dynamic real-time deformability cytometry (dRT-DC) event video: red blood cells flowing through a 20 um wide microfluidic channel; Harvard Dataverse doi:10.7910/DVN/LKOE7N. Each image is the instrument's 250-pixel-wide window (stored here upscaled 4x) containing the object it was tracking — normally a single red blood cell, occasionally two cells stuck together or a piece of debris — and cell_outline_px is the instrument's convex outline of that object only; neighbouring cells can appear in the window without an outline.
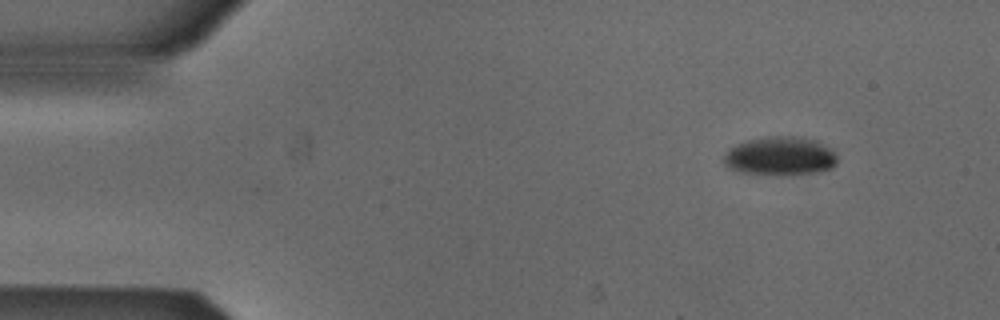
{"species": "Egyptian fruit bat (a non-hibernating species)", "species_latin": "Rousettus aegyptiacus", "temperature_condition": "cold", "stored_images_in_passage": 7, "camera_frame_rate_fps": 3000, "um_per_image_px": 0.085, "animal": {"sex": "male"}, "frame": {"image": 1, "passage_image": 1, "time_ms": 0.0, "image_size_px": [1000, 320], "cell_outline_px": [[836, 164], [832, 168], [820, 172], [780, 176], [776, 176], [740, 172], [728, 168], [724, 164], [724, 152], [728, 148], [744, 140], [768, 136], [796, 136], [816, 140], [832, 148], [836, 156]], "centroid_in_image_um": [66.29, 13.28], "position_along_channel_um": 18.7, "area_um2": 26.3}}
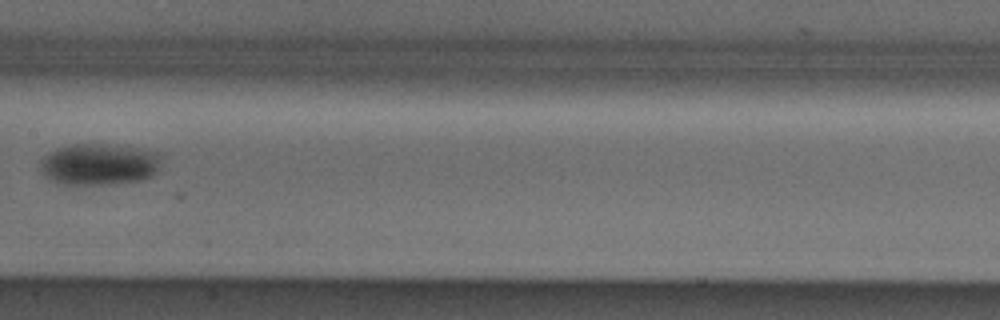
{"frame": {"image": 2, "passage_image": 6, "time_ms": 1.667, "image_size_px": [1000, 320], "cell_outline_px": [[156, 172], [152, 176], [140, 180], [104, 184], [60, 184], [52, 180], [40, 168], [40, 160], [44, 156], [56, 148], [72, 144], [100, 144], [132, 148], [156, 152]], "centroid_in_image_um": [8.33, 13.97], "position_along_channel_um": 199.1, "area_um2": 28.38}}
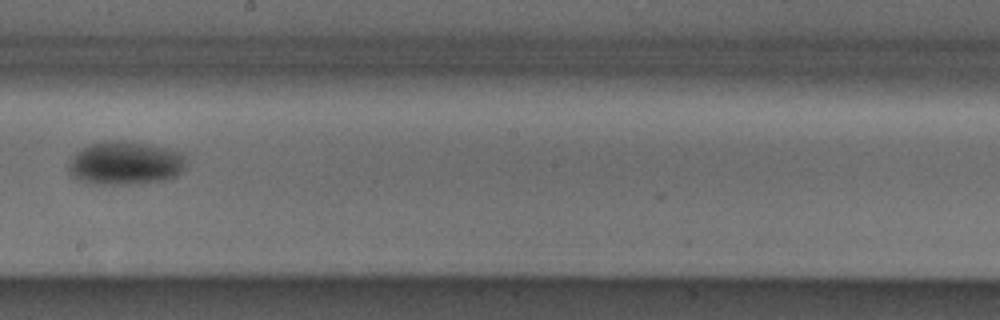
{"frame": {"image": 3, "passage_image": 7, "time_ms": 2.0, "image_size_px": [1000, 320], "cell_outline_px": [[184, 168], [176, 176], [164, 180], [140, 184], [88, 184], [76, 180], [68, 172], [68, 160], [76, 152], [92, 144], [108, 140], [124, 140], [184, 152]], "centroid_in_image_um": [10.6, 13.89], "position_along_channel_um": 237.6, "area_um2": 30.0}}